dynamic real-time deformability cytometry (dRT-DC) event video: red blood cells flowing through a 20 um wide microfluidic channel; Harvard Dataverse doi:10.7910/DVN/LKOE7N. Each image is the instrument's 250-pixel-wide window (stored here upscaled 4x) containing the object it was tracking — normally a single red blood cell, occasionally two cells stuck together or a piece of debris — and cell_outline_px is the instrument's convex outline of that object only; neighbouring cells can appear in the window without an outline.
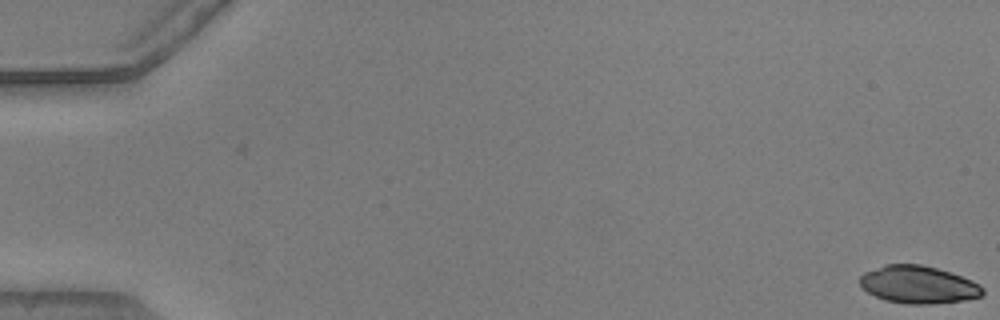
{"species": "common noctule bat (a hibernating species)", "species_latin": "Nyctalus noctula", "temperature_condition": "warm", "stored_images_in_passage": 2, "camera_frame_rate_fps": 3000, "um_per_image_px": 0.085, "animal": {"sex": "male", "body_mass_g": 20.5, "forearm_length_mm": 52.5}, "frame": {"image": 1, "passage_image": 2, "time_ms": 0.333, "image_size_px": [1000, 320], "cell_outline_px": [[984, 292], [980, 296], [968, 300], [928, 304], [908, 304], [884, 300], [868, 292], [860, 284], [860, 276], [864, 272], [884, 264], [920, 264], [936, 268], [972, 280], [980, 284], [984, 288]], "centroid_in_image_um": [78.06, 24.2], "position_along_channel_um": 6.9, "area_um2": 26.88}}